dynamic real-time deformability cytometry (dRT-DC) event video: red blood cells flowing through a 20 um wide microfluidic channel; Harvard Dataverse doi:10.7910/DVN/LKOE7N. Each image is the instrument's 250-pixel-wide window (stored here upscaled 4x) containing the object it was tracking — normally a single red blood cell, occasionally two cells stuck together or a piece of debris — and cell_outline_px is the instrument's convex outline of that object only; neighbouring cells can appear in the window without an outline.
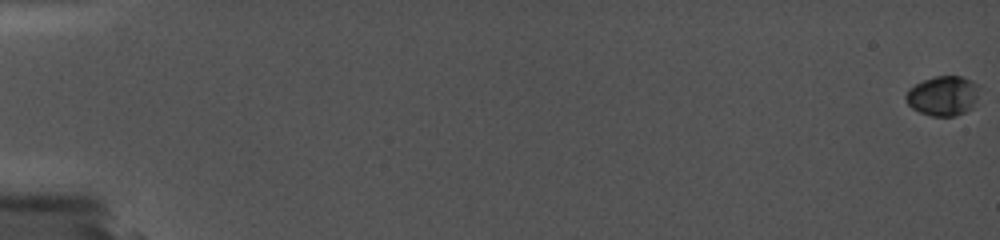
{"species": "common noctule bat (a hibernating species)", "species_latin": "Nyctalus noctula", "temperature_condition": "cold", "stored_images_in_passage": 73, "camera_frame_rate_fps": 5000, "um_per_image_px": 0.085, "animal": {"sex": "female", "body_mass_g": 19.0, "forearm_length_mm": 56.7}, "frame": {"image": 1, "passage_image": 1, "time_ms": 0.0, "image_size_px": [1000, 240], "cell_outline_px": [[984, 88], [972, 108], [956, 116], [932, 116], [920, 112], [912, 108], [908, 104], [904, 96], [908, 88], [924, 80], [936, 76], [960, 76], [972, 80]], "centroid_in_image_um": [80.21, 8.13], "position_along_channel_um": 4.8, "area_um2": 17.4}}
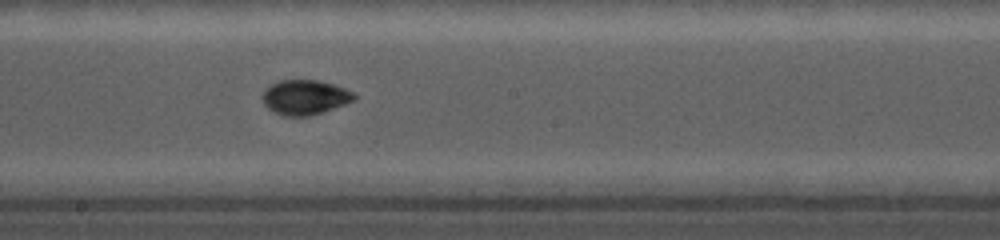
{"frame": {"image": 2, "passage_image": 44, "time_ms": 11.2, "image_size_px": [1000, 240], "cell_outline_px": [[356, 100], [324, 112], [308, 116], [284, 116], [268, 108], [264, 104], [260, 96], [272, 84], [280, 80], [316, 80], [332, 84], [344, 88], [352, 92], [356, 96]], "centroid_in_image_um": [25.93, 8.28], "position_along_channel_um": 222.3, "area_um2": 18.5}}
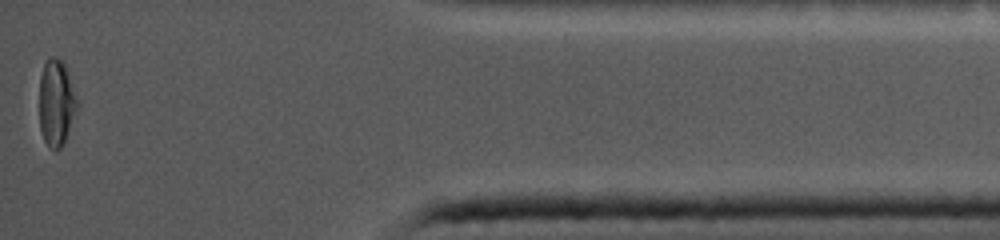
{"frame": {"image": 3, "passage_image": 71, "time_ms": 17.6, "image_size_px": [1000, 240], "cell_outline_px": [[80, 104], [64, 144], [56, 152], [48, 148], [44, 140], [40, 128], [40, 76], [44, 64], [48, 56], [52, 56], [64, 60]], "centroid_in_image_um": [4.82, 8.74], "position_along_channel_um": 430.4, "area_um2": 19.71}}